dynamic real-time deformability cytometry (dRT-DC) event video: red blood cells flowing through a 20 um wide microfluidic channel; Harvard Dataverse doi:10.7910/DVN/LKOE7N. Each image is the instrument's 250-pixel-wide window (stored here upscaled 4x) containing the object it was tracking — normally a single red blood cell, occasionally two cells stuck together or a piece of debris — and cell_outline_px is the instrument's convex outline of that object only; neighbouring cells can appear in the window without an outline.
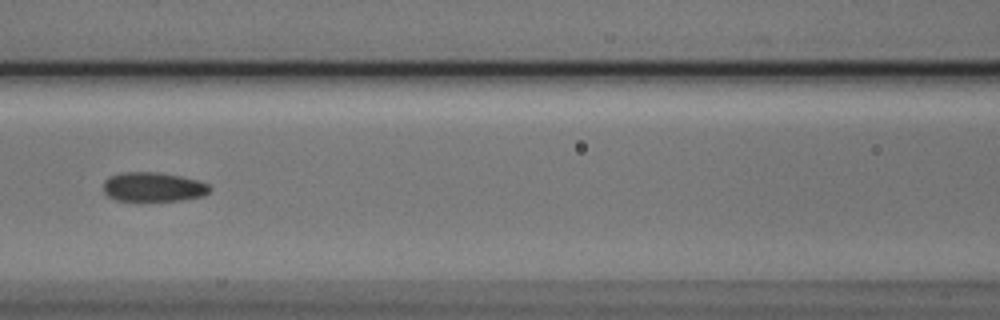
{"species": "Egyptian fruit bat (a non-hibernating species)", "species_latin": "Rousettus aegyptiacus", "temperature_condition": "cold", "stored_images_in_passage": 8, "segment_of_instrument_passage": [2, 2], "camera_frame_rate_fps": 3000, "um_per_image_px": 0.085, "animal": {"sex": "male"}, "frame": {"image": 1, "passage_image": 8, "time_ms": 2.333, "image_size_px": [1000, 320], "cell_outline_px": [[212, 188], [204, 196], [180, 200], [116, 200], [108, 196], [104, 192], [104, 180], [108, 176], [120, 172], [160, 172], [180, 176], [196, 180], [208, 184]], "centroid_in_image_um": [13.01, 15.87], "position_along_channel_um": 153.6, "area_um2": 18.15}}